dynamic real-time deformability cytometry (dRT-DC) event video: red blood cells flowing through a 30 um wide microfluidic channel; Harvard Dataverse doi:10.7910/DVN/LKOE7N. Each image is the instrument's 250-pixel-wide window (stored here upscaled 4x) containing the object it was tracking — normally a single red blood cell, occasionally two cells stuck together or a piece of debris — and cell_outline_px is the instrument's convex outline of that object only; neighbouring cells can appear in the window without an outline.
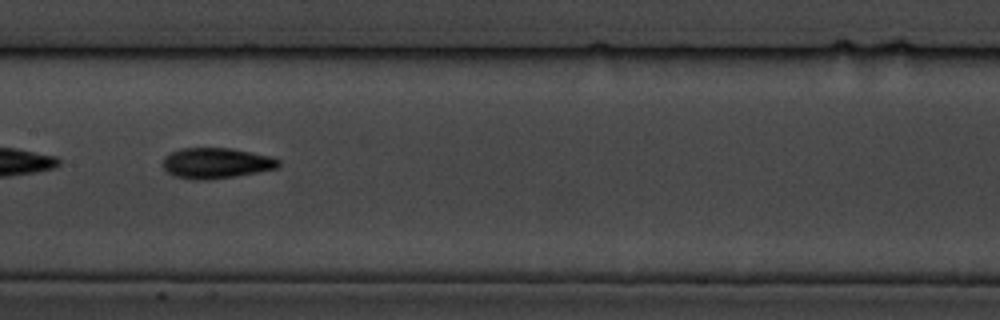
{"species": "common noctule bat (a hibernating species)", "species_latin": "Nyctalus noctula", "temperature_condition": "cold", "stored_images_in_passage": 40, "camera_frame_rate_fps": 3000, "um_per_image_px": 0.085, "animal": {"sex": "male", "body_mass_g": 19.5, "forearm_length_mm": 54.6}, "frame": {"image": 1, "passage_image": 12, "time_ms": 3.667, "image_size_px": [1000, 320], "cell_outline_px": [[280, 164], [276, 168], [236, 176], [208, 180], [192, 180], [176, 176], [168, 172], [164, 168], [164, 156], [180, 148], [228, 148], [268, 156], [280, 160]], "centroid_in_image_um": [18.34, 13.87], "position_along_channel_um": 189.1, "area_um2": 20.35}}
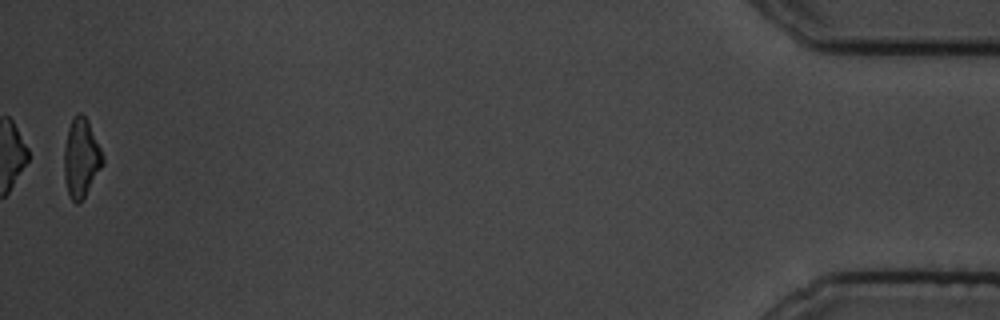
{"frame": {"image": 2, "passage_image": 40, "time_ms": 13.0, "image_size_px": [1000, 320], "cell_outline_px": [[104, 164], [84, 196], [76, 204], [68, 196], [64, 176], [64, 148], [68, 128], [76, 112], [80, 112], [88, 120], [104, 156]], "centroid_in_image_um": [6.89, 13.41], "position_along_channel_um": 428.3, "area_um2": 17.69}, "authors_computed_cell_mechanics": {"area_um2": 19.2474, "velocity_mm_per_s": 3.5088, "shape_relaxation_time_tau1_ms": 3.3454, "shape_relaxation_time_tau2_ms": 2.8041, "deformation_change_tau1": 0.1569, "deformation_change_tau2": 0.0927}}